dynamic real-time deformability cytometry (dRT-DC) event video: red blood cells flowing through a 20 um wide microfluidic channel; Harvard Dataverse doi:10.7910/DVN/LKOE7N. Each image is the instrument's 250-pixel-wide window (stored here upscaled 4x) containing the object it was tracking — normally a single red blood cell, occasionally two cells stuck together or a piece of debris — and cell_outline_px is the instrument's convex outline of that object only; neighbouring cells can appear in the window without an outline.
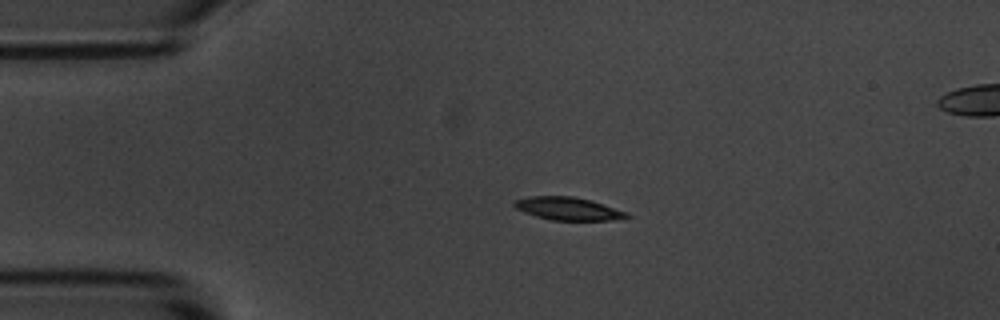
{"species": "common noctule bat (a hibernating species)", "species_latin": "Nyctalus noctula", "temperature_condition": "room temperature", "stored_images_in_passage": 45, "segment_of_instrument_passage": [1, 2], "camera_frame_rate_fps": 3000, "um_per_image_px": 0.085, "animal": {"sex": "male", "body_mass_g": 20.1, "forearm_length_mm": 53.5}, "frame": {"image": 1, "passage_image": 1, "time_ms": 0.0, "image_size_px": [1000, 320], "cell_outline_px": [[632, 216], [608, 220], [552, 220], [536, 216], [524, 212], [516, 208], [512, 204], [512, 200], [528, 196], [572, 196], [592, 200], [628, 212]], "centroid_in_image_um": [48.26, 17.72], "position_along_channel_um": 36.7, "area_um2": 15.09}}
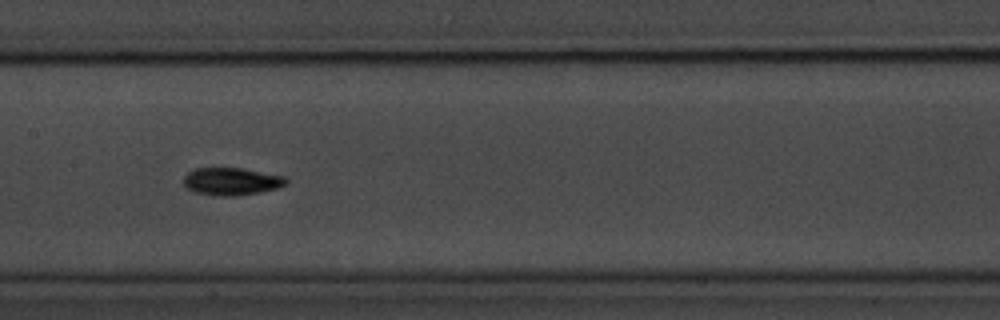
{"frame": {"image": 2, "passage_image": 16, "time_ms": 5.0, "image_size_px": [1000, 320], "cell_outline_px": [[288, 180], [284, 184], [276, 188], [260, 192], [236, 196], [216, 196], [192, 192], [180, 180], [188, 172], [196, 168], [244, 168], [284, 176]], "centroid_in_image_um": [19.62, 15.42], "position_along_channel_um": 187.8, "area_um2": 16.59}}
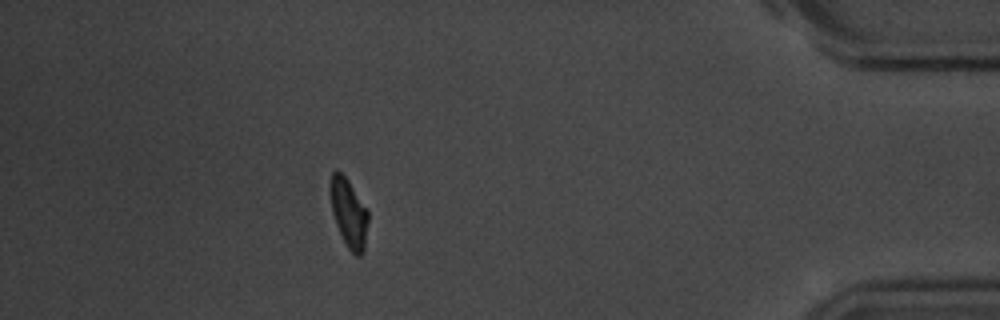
{"frame": {"image": 3, "passage_image": 38, "time_ms": 12.333, "image_size_px": [1000, 320], "cell_outline_px": [[368, 220], [364, 252], [360, 256], [356, 256], [348, 248], [336, 224], [332, 212], [328, 192], [328, 188], [332, 172], [336, 168], [348, 180], [368, 212]], "centroid_in_image_um": [29.61, 18.08], "position_along_channel_um": 405.6, "area_um2": 15.2}}